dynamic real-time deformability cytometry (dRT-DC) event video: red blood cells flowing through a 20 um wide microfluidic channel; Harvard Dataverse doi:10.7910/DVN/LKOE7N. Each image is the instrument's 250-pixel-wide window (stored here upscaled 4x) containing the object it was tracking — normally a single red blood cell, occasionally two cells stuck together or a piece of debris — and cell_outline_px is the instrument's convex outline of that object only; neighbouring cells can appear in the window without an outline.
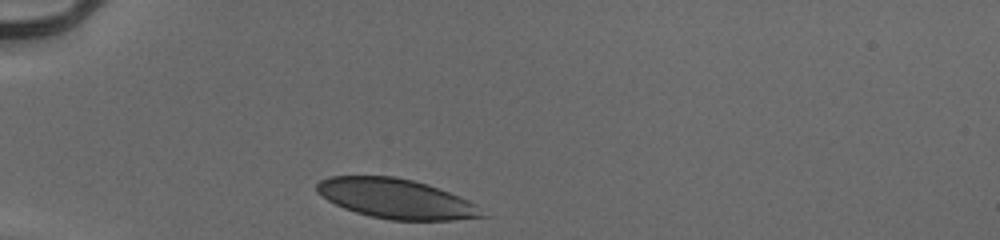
{"species": "human", "species_latin": "Homo sapiens", "temperature_condition": "cold", "stored_images_in_passage": 30, "camera_frame_rate_fps": 3000, "um_per_image_px": 0.085, "donor": {"sex": "male"}, "frame": {"image": 1, "passage_image": 1, "time_ms": 0.0, "image_size_px": [1000, 240], "cell_outline_px": [[488, 216], [452, 220], [392, 220], [372, 216], [356, 212], [344, 208], [328, 200], [316, 192], [316, 184], [320, 180], [332, 176], [392, 176], [412, 180], [428, 184], [460, 196], [476, 204]], "centroid_in_image_um": [33.68, 16.88], "position_along_channel_um": 51.3, "area_um2": 38.09}}
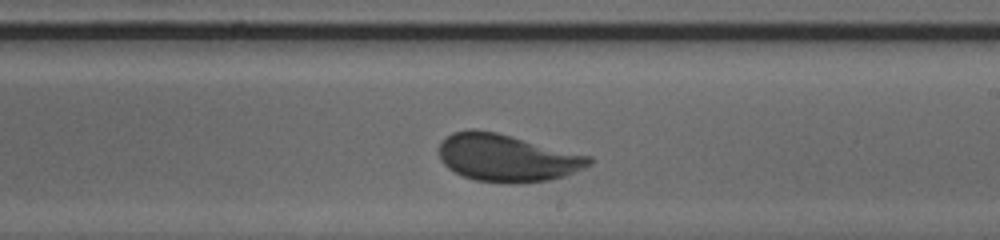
{"frame": {"image": 2, "passage_image": 18, "time_ms": 5.667, "image_size_px": [1000, 240], "cell_outline_px": [[592, 164], [584, 168], [564, 176], [548, 180], [516, 184], [508, 184], [476, 180], [464, 176], [448, 168], [440, 160], [440, 140], [444, 136], [452, 132], [468, 128], [472, 128], [496, 132], [592, 156]], "centroid_in_image_um": [43.07, 13.41], "position_along_channel_um": 245.9, "area_um2": 41.73}}
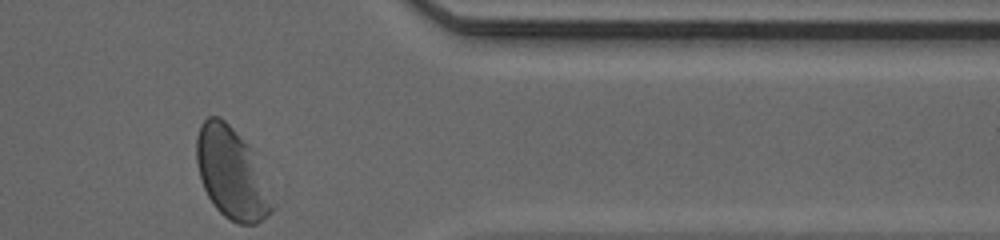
{"frame": {"image": 3, "passage_image": 30, "time_ms": 9.667, "image_size_px": [1000, 240], "cell_outline_px": [[276, 208], [268, 216], [256, 224], [236, 224], [224, 216], [216, 208], [208, 196], [200, 180], [196, 160], [196, 136], [200, 124], [208, 116], [220, 116], [252, 148]], "centroid_in_image_um": [19.68, 14.75], "position_along_channel_um": 391.7, "area_um2": 40.34}, "authors_computed_cell_mechanics": {"area_um2": 40.3733, "velocity_mm_per_s": 3.8823, "shape_relaxation_time_tau1_ms": 1.9844, "shape_relaxation_time_tau2_ms": null, "deformation_change_tau1": 0.0953, "deformation_change_tau2": null}}